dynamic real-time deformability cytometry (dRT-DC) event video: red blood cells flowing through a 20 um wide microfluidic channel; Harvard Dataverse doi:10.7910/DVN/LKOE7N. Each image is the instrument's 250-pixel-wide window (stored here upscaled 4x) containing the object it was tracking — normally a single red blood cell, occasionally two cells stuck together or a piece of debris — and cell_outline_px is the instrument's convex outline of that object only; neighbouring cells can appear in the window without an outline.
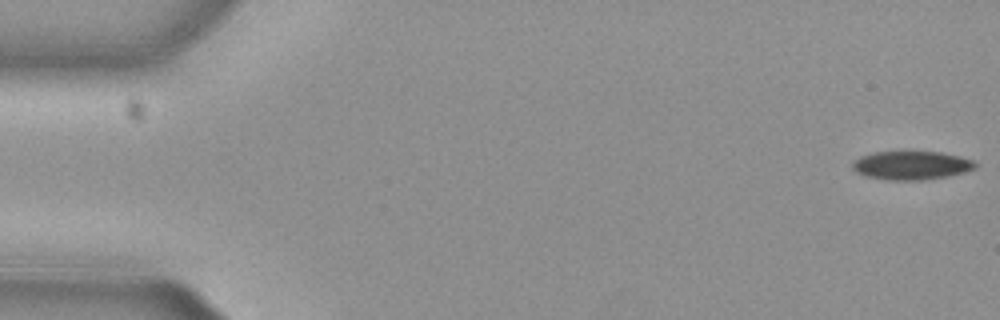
{"species": "common noctule bat (a hibernating species)", "species_latin": "Nyctalus noctula", "temperature_condition": "cold", "stored_images_in_passage": 7, "camera_frame_rate_fps": 3000, "um_per_image_px": 0.085, "animal": {"sex": "female", "body_mass_g": 29.2, "forearm_length_mm": 56.3}, "frame": {"image": 1, "passage_image": 1, "time_ms": 0.0, "image_size_px": [1000, 320], "cell_outline_px": [[976, 168], [964, 172], [924, 180], [888, 180], [868, 176], [856, 172], [852, 168], [852, 164], [860, 156], [872, 152], [940, 152], [960, 156], [972, 160], [976, 164]], "centroid_in_image_um": [77.46, 14.05], "position_along_channel_um": 7.5, "area_um2": 20.23}}